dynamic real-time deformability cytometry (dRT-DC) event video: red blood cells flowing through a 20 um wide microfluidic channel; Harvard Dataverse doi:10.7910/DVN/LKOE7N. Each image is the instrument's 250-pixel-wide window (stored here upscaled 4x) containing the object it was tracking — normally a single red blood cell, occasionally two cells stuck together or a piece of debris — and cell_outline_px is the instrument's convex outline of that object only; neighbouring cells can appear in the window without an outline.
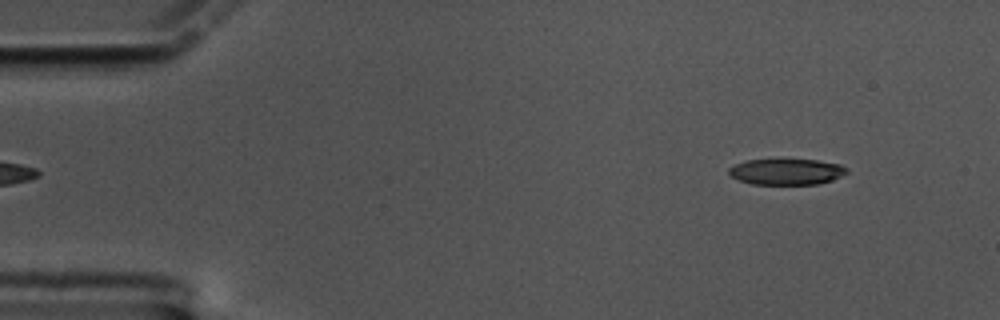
{"species": "common noctule bat (a hibernating species)", "species_latin": "Nyctalus noctula", "temperature_condition": "cold", "stored_images_in_passage": 58, "camera_frame_rate_fps": 3000, "um_per_image_px": 0.085, "animal": {"sex": "male", "body_mass_g": 17.5, "forearm_length_mm": 52.3}, "frame": {"image": 1, "passage_image": 4, "time_ms": 1.0, "image_size_px": [1000, 320], "cell_outline_px": [[848, 172], [832, 180], [820, 184], [752, 184], [740, 180], [732, 176], [728, 172], [728, 168], [744, 160], [816, 160], [840, 164], [848, 168]], "centroid_in_image_um": [66.87, 14.6], "position_along_channel_um": 18.1, "area_um2": 17.74}}
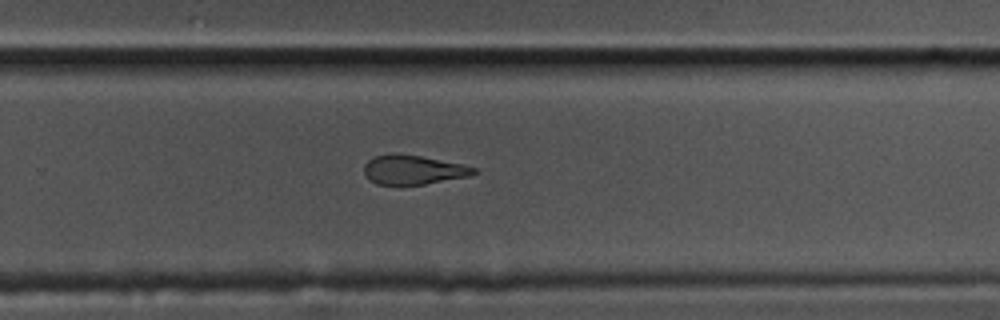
{"frame": {"image": 2, "passage_image": 37, "time_ms": 12.0, "image_size_px": [1000, 320], "cell_outline_px": [[476, 172], [468, 176], [424, 184], [376, 184], [368, 180], [364, 176], [364, 164], [368, 160], [376, 156], [392, 152], [396, 152], [420, 156], [460, 164], [476, 168]], "centroid_in_image_um": [35.04, 14.42], "position_along_channel_um": 294.8, "area_um2": 18.61}}
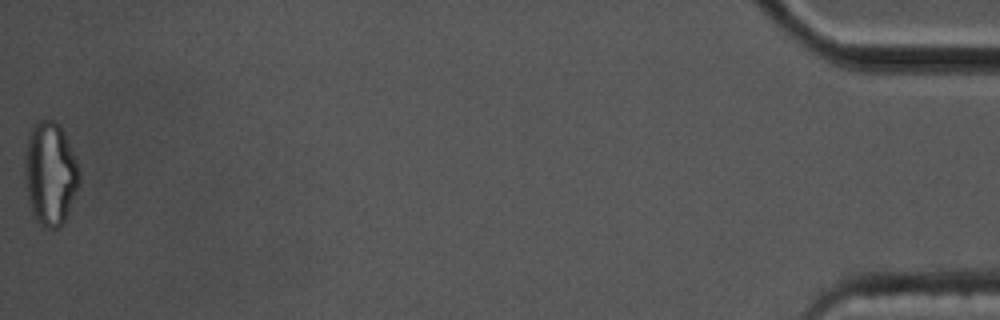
{"frame": {"image": 3, "passage_image": 58, "time_ms": 19.0, "image_size_px": [1000, 320], "cell_outline_px": [[80, 180], [68, 212], [60, 228], [48, 228], [40, 224], [36, 220], [28, 204], [24, 172], [24, 160], [28, 132], [36, 120], [56, 120], [64, 132], [80, 168]], "centroid_in_image_um": [4.25, 14.72], "position_along_channel_um": 431.0, "area_um2": 33.18}, "authors_computed_cell_mechanics": {"area_um2": 20.3456, "velocity_mm_per_s": 3.3443, "shape_relaxation_time_tau1_ms": null, "shape_relaxation_time_tau2_ms": 5.1205, "deformation_change_tau1": null, "deformation_change_tau2": 0.1406}}